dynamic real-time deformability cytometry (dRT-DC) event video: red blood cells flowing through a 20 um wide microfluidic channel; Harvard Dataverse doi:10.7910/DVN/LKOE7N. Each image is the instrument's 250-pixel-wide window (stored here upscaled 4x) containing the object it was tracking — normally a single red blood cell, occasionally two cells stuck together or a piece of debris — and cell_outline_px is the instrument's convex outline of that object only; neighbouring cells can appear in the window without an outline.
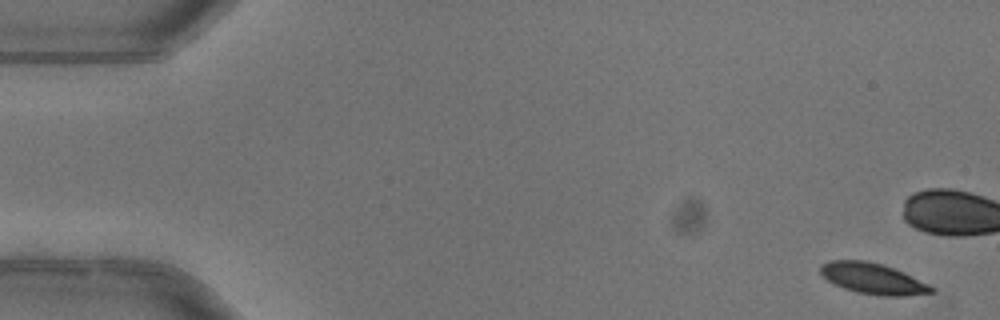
{"species": "common noctule bat (a hibernating species)", "species_latin": "Nyctalus noctula", "temperature_condition": "warm", "stored_images_in_passage": 7, "camera_frame_rate_fps": 3000, "um_per_image_px": 0.085, "animal": {"sex": "female"}, "frame": {"image": 1, "passage_image": 1, "time_ms": 0.0, "image_size_px": [1000, 320], "cell_outline_px": [[936, 288], [932, 292], [904, 296], [880, 296], [856, 292], [844, 288], [828, 280], [820, 272], [820, 264], [828, 260], [864, 260], [880, 264], [904, 272]], "centroid_in_image_um": [74.18, 23.68], "position_along_channel_um": 10.8, "area_um2": 19.83}}
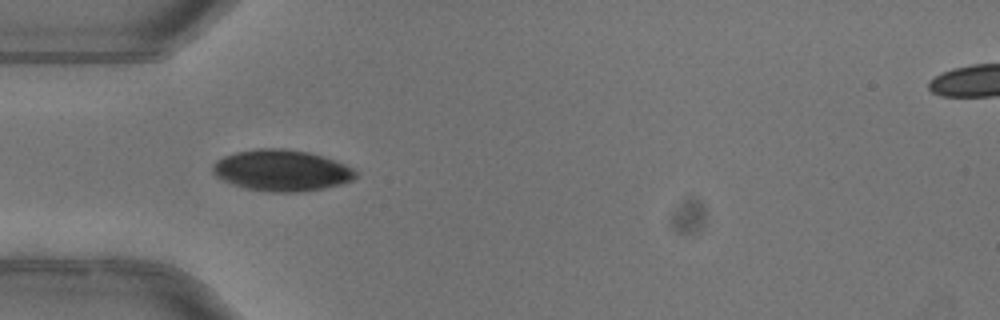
{"frame": {"image": 2, "passage_image": 5, "time_ms": 1.333, "image_size_px": [1000, 320], "cell_outline_px": [[356, 176], [352, 180], [340, 184], [324, 188], [304, 192], [272, 192], [244, 188], [224, 180], [216, 176], [212, 172], [212, 164], [216, 160], [224, 156], [236, 152], [256, 148], [284, 148], [308, 152], [324, 156], [336, 160], [352, 168], [356, 172]], "centroid_in_image_um": [23.93, 14.48], "position_along_channel_um": 61.1, "area_um2": 34.45}}